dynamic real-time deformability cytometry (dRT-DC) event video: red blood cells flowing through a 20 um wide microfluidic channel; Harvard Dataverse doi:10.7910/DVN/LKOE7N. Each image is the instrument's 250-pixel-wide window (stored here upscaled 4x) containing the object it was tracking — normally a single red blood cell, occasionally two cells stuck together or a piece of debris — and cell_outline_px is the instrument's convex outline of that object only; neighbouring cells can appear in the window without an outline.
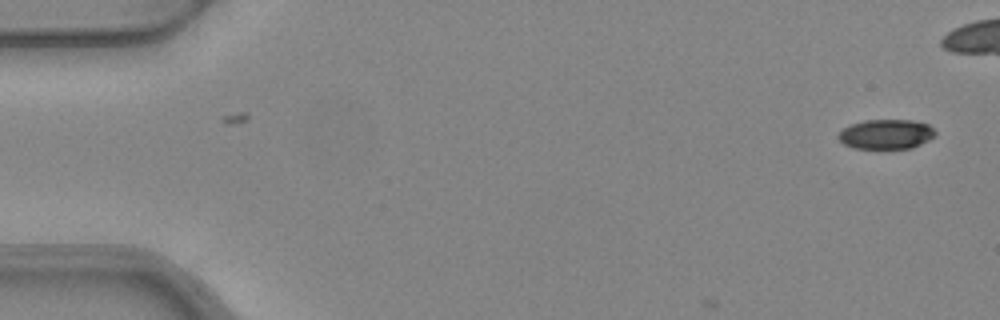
{"species": "common noctule bat (a hibernating species)", "species_latin": "Nyctalus noctula", "temperature_condition": "warm", "stored_images_in_passage": 2, "camera_frame_rate_fps": 3000, "um_per_image_px": 0.085, "animal": {"sex": "female", "body_mass_g": 24.6, "forearm_length_mm": 56.2}, "frame": {"image": 1, "passage_image": 2, "time_ms": 0.333, "image_size_px": [1000, 320], "cell_outline_px": [[936, 136], [912, 148], [852, 148], [844, 144], [836, 136], [844, 128], [852, 124], [864, 120], [912, 120], [928, 124], [936, 132]], "centroid_in_image_um": [75.33, 11.4], "position_along_channel_um": 9.7, "area_um2": 16.7}}